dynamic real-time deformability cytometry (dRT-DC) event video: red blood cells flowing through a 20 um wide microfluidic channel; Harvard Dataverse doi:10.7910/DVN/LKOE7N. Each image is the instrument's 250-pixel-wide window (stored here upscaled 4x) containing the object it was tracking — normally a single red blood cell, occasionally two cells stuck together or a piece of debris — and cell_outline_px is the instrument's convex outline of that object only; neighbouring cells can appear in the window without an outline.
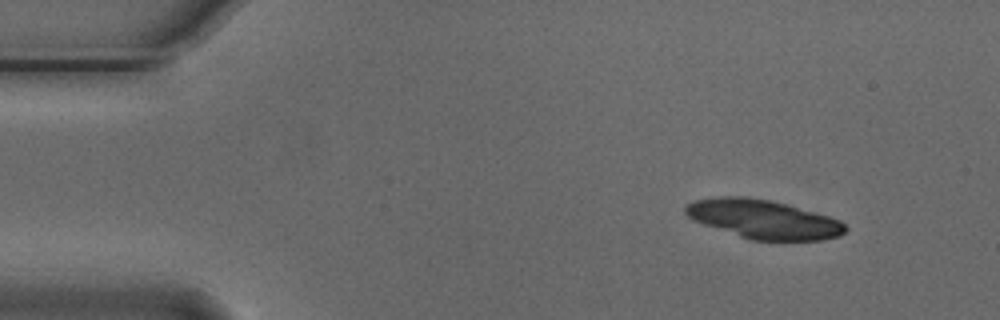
{"species": "Egyptian fruit bat (a non-hibernating species)", "species_latin": "Rousettus aegyptiacus", "temperature_condition": "cold", "stored_images_in_passage": 48, "camera_frame_rate_fps": 3000, "um_per_image_px": 0.085, "animal": {"sex": "male"}, "frame": {"image": 1, "passage_image": 1, "time_ms": 0.0, "image_size_px": [1000, 320], "cell_outline_px": [[848, 228], [840, 236], [820, 240], [752, 240], [692, 220], [684, 212], [684, 208], [692, 200], [720, 196], [748, 196], [768, 200], [784, 204], [828, 216], [840, 220]], "centroid_in_image_um": [64.86, 18.62], "position_along_channel_um": 20.1, "area_um2": 35.84}}
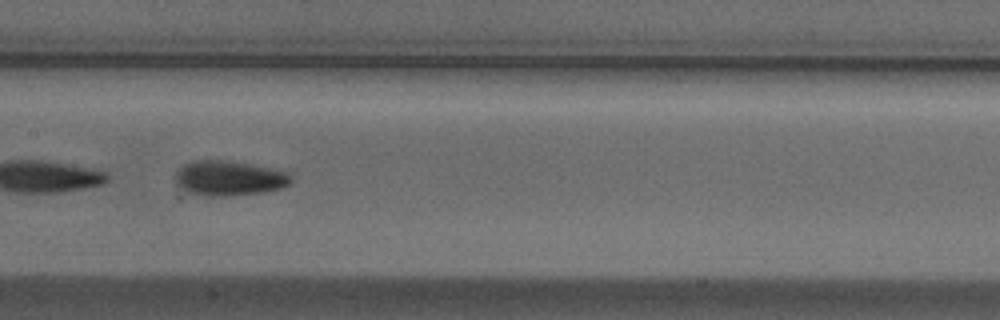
{"frame": {"image": 2, "passage_image": 22, "time_ms": 7.0, "image_size_px": [1000, 320], "cell_outline_px": [[292, 180], [288, 184], [280, 188], [264, 192], [228, 196], [204, 196], [188, 192], [176, 184], [176, 172], [184, 164], [192, 160], [220, 160], [248, 164], [288, 172]], "centroid_in_image_um": [19.43, 15.16], "position_along_channel_um": 188.0, "area_um2": 23.29}}
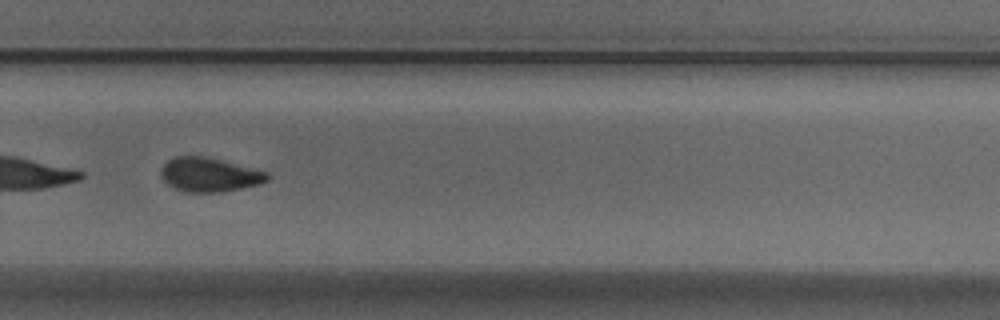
{"frame": {"image": 3, "passage_image": 32, "time_ms": 10.333, "image_size_px": [1000, 320], "cell_outline_px": [[268, 180], [260, 184], [220, 192], [188, 192], [176, 188], [168, 184], [160, 176], [160, 168], [168, 160], [176, 156], [204, 156], [268, 172]], "centroid_in_image_um": [17.77, 14.85], "position_along_channel_um": 312.0, "area_um2": 20.87}, "authors_computed_cell_mechanics": {"area_um2": 23.2356, "velocity_mm_per_s": 3.7374, "shape_relaxation_time_tau1_ms": 3.3715, "shape_relaxation_time_tau2_ms": 4.0338, "deformation_change_tau1": 0.1082, "deformation_change_tau2": 0.092}}